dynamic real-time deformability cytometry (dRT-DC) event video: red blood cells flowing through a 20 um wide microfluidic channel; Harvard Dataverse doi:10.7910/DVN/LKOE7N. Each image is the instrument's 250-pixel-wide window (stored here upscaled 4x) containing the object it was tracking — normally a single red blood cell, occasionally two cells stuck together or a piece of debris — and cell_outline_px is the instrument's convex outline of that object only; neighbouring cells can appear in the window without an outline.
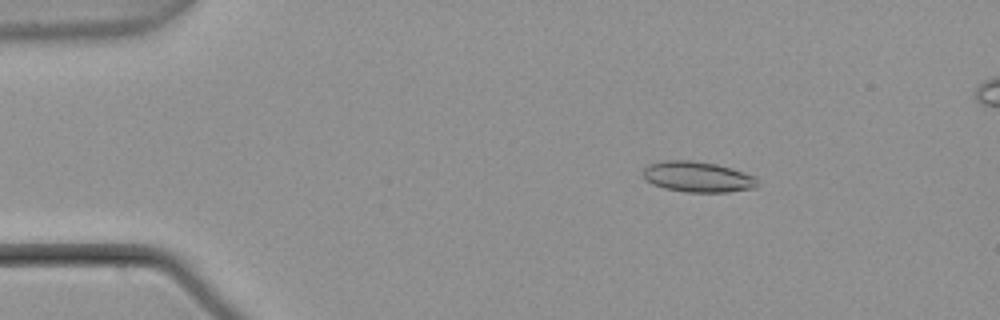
{"species": "common noctule bat (a hibernating species)", "species_latin": "Nyctalus noctula", "temperature_condition": "warm", "stored_images_in_passage": 55, "camera_frame_rate_fps": 3000, "um_per_image_px": 0.085, "animal": {"sex": "male", "body_mass_g": 21.5, "forearm_length_mm": 52.0}, "frame": {"image": 1, "passage_image": 9, "time_ms": 2.667, "image_size_px": [1000, 320], "cell_outline_px": [[756, 188], [728, 192], [684, 192], [664, 188], [652, 184], [644, 180], [644, 168], [648, 164], [664, 160], [692, 160], [716, 164], [756, 176]], "centroid_in_image_um": [59.27, 15.03], "position_along_channel_um": 25.7, "area_um2": 20.46}}
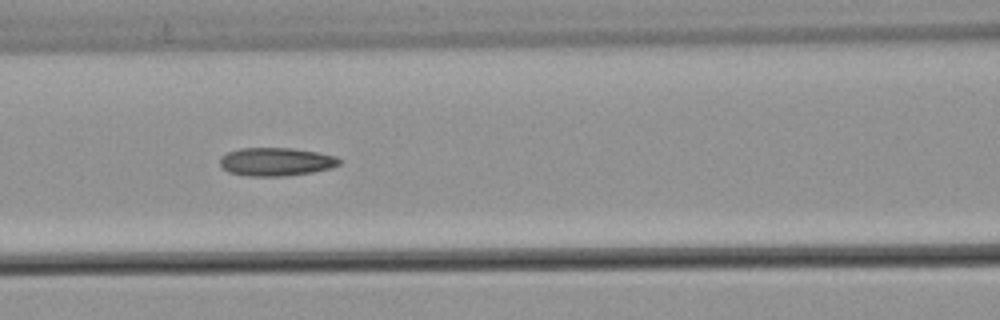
{"frame": {"image": 2, "passage_image": 24, "time_ms": 7.667, "image_size_px": [1000, 320], "cell_outline_px": [[340, 164], [332, 168], [312, 172], [288, 176], [248, 176], [228, 172], [220, 164], [220, 156], [228, 152], [240, 148], [292, 148], [316, 152], [336, 156], [340, 160]], "centroid_in_image_um": [23.46, 13.75], "position_along_channel_um": 143.1, "area_um2": 19.71}}
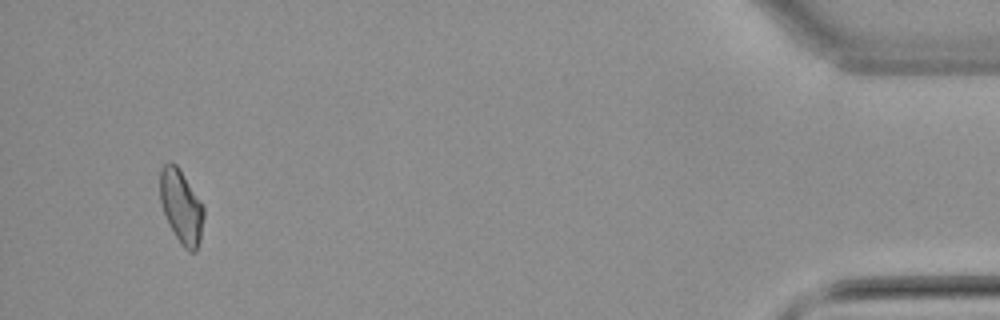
{"frame": {"image": 3, "passage_image": 52, "time_ms": 17.0, "image_size_px": [1000, 320], "cell_outline_px": [[204, 216], [200, 240], [196, 252], [188, 252], [184, 248], [168, 224], [160, 200], [160, 168], [168, 160], [176, 164], [200, 200], [204, 208]], "centroid_in_image_um": [15.4, 17.56], "position_along_channel_um": 419.8, "area_um2": 18.73}, "authors_computed_cell_mechanics": {"area_um2": 19.3052, "velocity_mm_per_s": 3.7837, "shape_relaxation_time_tau1_ms": 7.6888, "shape_relaxation_time_tau2_ms": 4.4986, "deformation_change_tau1": 0.1734, "deformation_change_tau2": 0.1247}}